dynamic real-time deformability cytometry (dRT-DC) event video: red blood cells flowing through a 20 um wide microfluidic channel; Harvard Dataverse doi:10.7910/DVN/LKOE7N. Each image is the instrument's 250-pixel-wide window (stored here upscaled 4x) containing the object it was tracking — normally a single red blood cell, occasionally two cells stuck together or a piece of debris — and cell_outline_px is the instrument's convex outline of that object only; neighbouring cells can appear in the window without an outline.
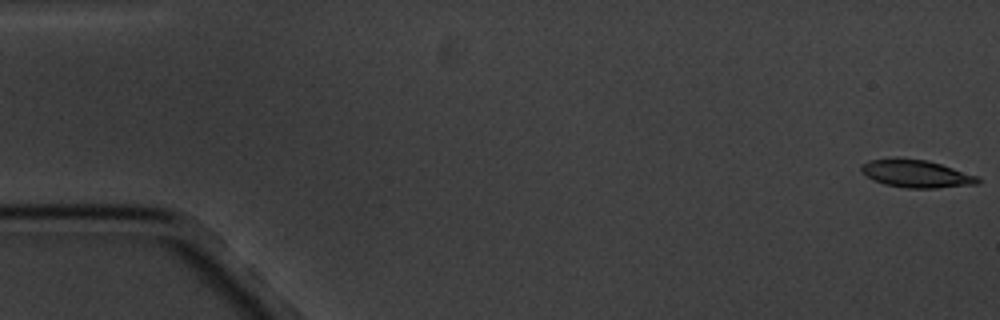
{"species": "common noctule bat (a hibernating species)", "species_latin": "Nyctalus noctula", "temperature_condition": "cold", "stored_images_in_passage": 6, "camera_frame_rate_fps": 3000, "um_per_image_px": 0.085, "animal": {"sex": "male", "body_mass_g": 20.1, "forearm_length_mm": 53.5}, "frame": {"image": 1, "passage_image": 1, "time_ms": 0.0, "image_size_px": [1000, 320], "cell_outline_px": [[980, 184], [936, 188], [908, 188], [884, 184], [860, 172], [860, 164], [868, 160], [896, 156], [928, 160], [976, 176], [980, 180]], "centroid_in_image_um": [77.82, 14.74], "position_along_channel_um": 7.2, "area_um2": 19.02}}
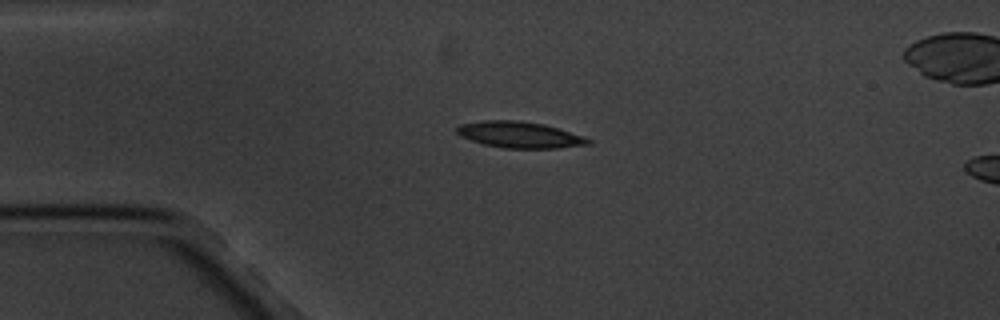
{"frame": {"image": 2, "passage_image": 5, "time_ms": 4.333, "image_size_px": [1000, 320], "cell_outline_px": [[592, 144], [560, 148], [504, 148], [484, 144], [460, 136], [456, 132], [456, 128], [460, 124], [484, 120], [520, 120], [544, 124], [592, 140]], "centroid_in_image_um": [44.14, 11.45], "position_along_channel_um": 40.9, "area_um2": 19.94}}